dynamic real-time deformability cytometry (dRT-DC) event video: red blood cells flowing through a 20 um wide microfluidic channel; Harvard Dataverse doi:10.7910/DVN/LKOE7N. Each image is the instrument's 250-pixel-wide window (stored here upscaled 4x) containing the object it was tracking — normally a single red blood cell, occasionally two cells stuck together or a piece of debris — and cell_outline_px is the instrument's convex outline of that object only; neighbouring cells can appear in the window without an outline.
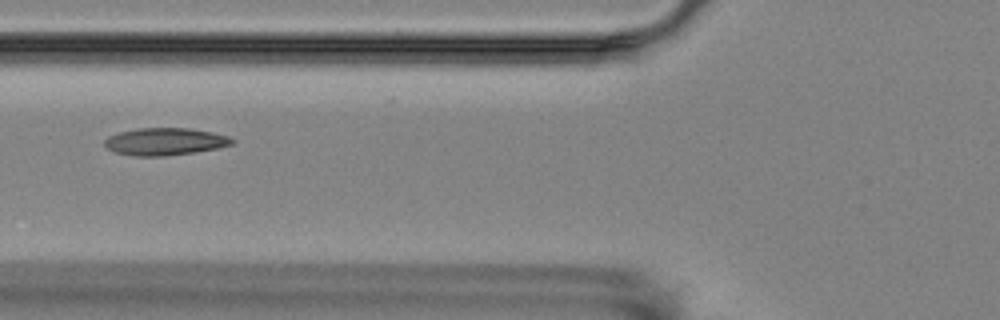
{"species": "Egyptian fruit bat (a non-hibernating species)", "species_latin": "Rousettus aegyptiacus", "temperature_condition": "room temperature", "stored_images_in_passage": 14, "camera_frame_rate_fps": 3000, "um_per_image_px": 0.085, "animal": {"sex": "female"}, "frame": {"image": 1, "passage_image": 6, "time_ms": 6.667, "image_size_px": [1000, 320], "cell_outline_px": [[236, 140], [232, 144], [216, 148], [196, 152], [164, 156], [136, 156], [116, 152], [108, 148], [104, 144], [104, 140], [108, 136], [120, 132], [136, 128], [188, 128], [212, 132], [228, 136]], "centroid_in_image_um": [14.03, 12.03], "position_along_channel_um": 111.8, "area_um2": 20.23}}
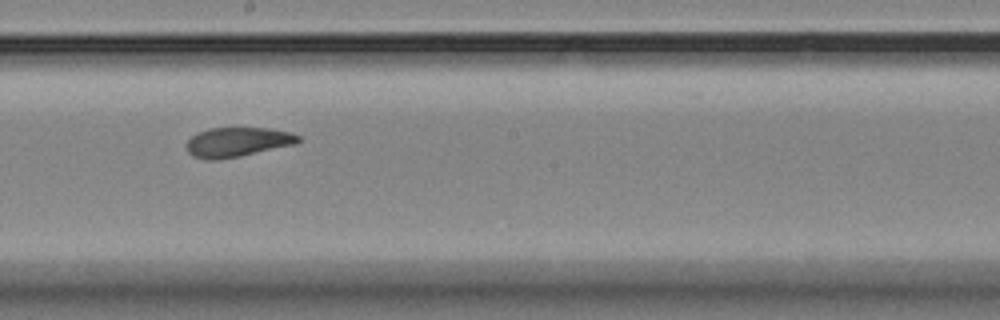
{"frame": {"image": 2, "passage_image": 9, "time_ms": 10.0, "image_size_px": [1000, 320], "cell_outline_px": [[300, 140], [296, 144], [240, 156], [216, 160], [208, 160], [192, 156], [188, 152], [184, 144], [196, 132], [208, 128], [268, 128], [292, 132], [300, 136]], "centroid_in_image_um": [20.16, 12.07], "position_along_channel_um": 228.0, "area_um2": 19.42}}
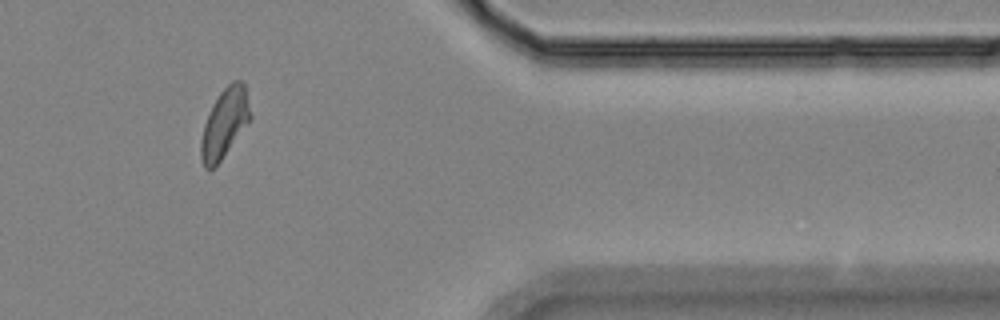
{"frame": {"image": 3, "passage_image": 13, "time_ms": 15.333, "image_size_px": [1000, 320], "cell_outline_px": [[252, 116], [220, 160], [212, 168], [204, 168], [200, 156], [200, 144], [204, 124], [212, 104], [220, 92], [232, 80], [244, 80]], "centroid_in_image_um": [19.09, 10.41], "position_along_channel_um": 392.3, "area_um2": 19.59}, "authors_computed_cell_mechanics": {"area_um2": 19.9121, "velocity_mm_per_s": 3.4924, "shape_relaxation_time_tau1_ms": null, "shape_relaxation_time_tau2_ms": 1.0539, "deformation_change_tau1": null, "deformation_change_tau2": 0.0572}}